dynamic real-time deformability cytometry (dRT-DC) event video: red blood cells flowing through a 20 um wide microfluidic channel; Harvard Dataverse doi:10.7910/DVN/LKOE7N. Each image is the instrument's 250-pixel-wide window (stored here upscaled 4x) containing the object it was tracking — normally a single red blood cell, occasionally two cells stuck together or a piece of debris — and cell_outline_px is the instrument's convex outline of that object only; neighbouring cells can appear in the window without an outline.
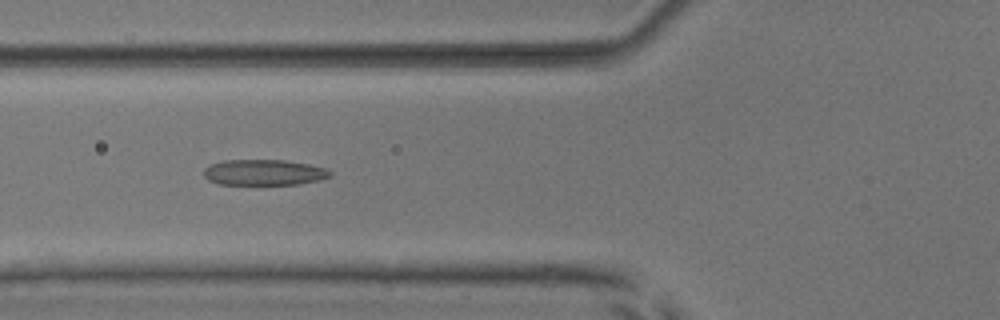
{"species": "common noctule bat (a hibernating species)", "species_latin": "Nyctalus noctula", "temperature_condition": "room temperature", "stored_images_in_passage": 45, "camera_frame_rate_fps": 3000, "um_per_image_px": 0.085, "animal": {"sex": "male", "body_mass_g": 17.9, "forearm_length_mm": 54.2}, "frame": {"image": 1, "passage_image": 13, "time_ms": 4.0, "image_size_px": [1000, 320], "cell_outline_px": [[332, 176], [300, 184], [216, 184], [208, 180], [204, 176], [204, 168], [208, 164], [224, 160], [284, 160], [308, 164], [324, 168], [332, 172]], "centroid_in_image_um": [22.38, 14.65], "position_along_channel_um": 103.4, "area_um2": 18.96}}
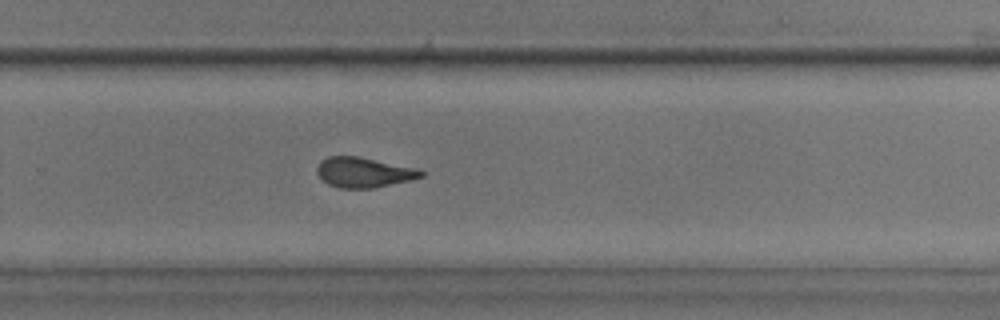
{"frame": {"image": 2, "passage_image": 28, "time_ms": 9.0, "image_size_px": [1000, 320], "cell_outline_px": [[424, 176], [376, 188], [336, 188], [328, 184], [316, 172], [316, 168], [320, 160], [328, 156], [356, 156], [416, 168], [424, 172]], "centroid_in_image_um": [30.88, 14.65], "position_along_channel_um": 298.9, "area_um2": 18.15}}
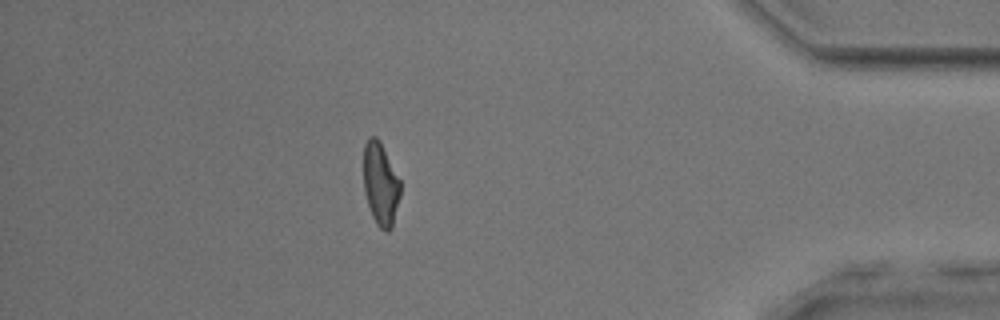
{"frame": {"image": 3, "passage_image": 39, "time_ms": 12.667, "image_size_px": [1000, 320], "cell_outline_px": [[400, 196], [392, 228], [388, 232], [384, 232], [376, 224], [372, 216], [364, 192], [364, 144], [368, 136], [376, 136], [380, 140], [400, 180]], "centroid_in_image_um": [32.35, 15.64], "position_along_channel_um": 402.9, "area_um2": 17.92}, "authors_computed_cell_mechanics": {"area_um2": 18.9006, "velocity_mm_per_s": 3.9212, "shape_relaxation_time_tau1_ms": 5.1909, "shape_relaxation_time_tau2_ms": 2.0757, "deformation_change_tau1": 0.1676, "deformation_change_tau2": 0.1137}}